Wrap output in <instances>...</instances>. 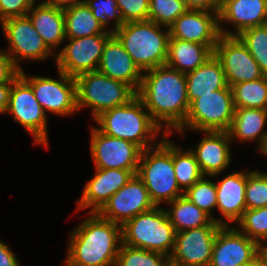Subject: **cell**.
Listing matches in <instances>:
<instances>
[{
    "label": "cell",
    "instance_id": "obj_6",
    "mask_svg": "<svg viewBox=\"0 0 267 266\" xmlns=\"http://www.w3.org/2000/svg\"><path fill=\"white\" fill-rule=\"evenodd\" d=\"M175 230L164 208L138 214L122 226V243L130 247L160 252L168 257L174 248Z\"/></svg>",
    "mask_w": 267,
    "mask_h": 266
},
{
    "label": "cell",
    "instance_id": "obj_48",
    "mask_svg": "<svg viewBox=\"0 0 267 266\" xmlns=\"http://www.w3.org/2000/svg\"><path fill=\"white\" fill-rule=\"evenodd\" d=\"M164 266H181V265L173 263L172 261L168 260Z\"/></svg>",
    "mask_w": 267,
    "mask_h": 266
},
{
    "label": "cell",
    "instance_id": "obj_49",
    "mask_svg": "<svg viewBox=\"0 0 267 266\" xmlns=\"http://www.w3.org/2000/svg\"><path fill=\"white\" fill-rule=\"evenodd\" d=\"M260 153L262 155H264L265 157L267 156V142H266V145L264 146L263 150Z\"/></svg>",
    "mask_w": 267,
    "mask_h": 266
},
{
    "label": "cell",
    "instance_id": "obj_7",
    "mask_svg": "<svg viewBox=\"0 0 267 266\" xmlns=\"http://www.w3.org/2000/svg\"><path fill=\"white\" fill-rule=\"evenodd\" d=\"M75 80L77 109L90 108L94 119L103 111L128 103L137 93L125 82L98 71L81 74Z\"/></svg>",
    "mask_w": 267,
    "mask_h": 266
},
{
    "label": "cell",
    "instance_id": "obj_47",
    "mask_svg": "<svg viewBox=\"0 0 267 266\" xmlns=\"http://www.w3.org/2000/svg\"><path fill=\"white\" fill-rule=\"evenodd\" d=\"M262 254L266 257L267 259V243L264 242V245L262 246Z\"/></svg>",
    "mask_w": 267,
    "mask_h": 266
},
{
    "label": "cell",
    "instance_id": "obj_45",
    "mask_svg": "<svg viewBox=\"0 0 267 266\" xmlns=\"http://www.w3.org/2000/svg\"><path fill=\"white\" fill-rule=\"evenodd\" d=\"M44 2L50 6L65 9V8L71 7L75 4H79L81 2H84V0H44Z\"/></svg>",
    "mask_w": 267,
    "mask_h": 266
},
{
    "label": "cell",
    "instance_id": "obj_25",
    "mask_svg": "<svg viewBox=\"0 0 267 266\" xmlns=\"http://www.w3.org/2000/svg\"><path fill=\"white\" fill-rule=\"evenodd\" d=\"M267 122V109L235 108V114L228 130L230 139L243 142H258V151L261 152L267 142V131L264 130Z\"/></svg>",
    "mask_w": 267,
    "mask_h": 266
},
{
    "label": "cell",
    "instance_id": "obj_35",
    "mask_svg": "<svg viewBox=\"0 0 267 266\" xmlns=\"http://www.w3.org/2000/svg\"><path fill=\"white\" fill-rule=\"evenodd\" d=\"M238 37L246 45L264 75H267V28L263 25L250 27L243 30Z\"/></svg>",
    "mask_w": 267,
    "mask_h": 266
},
{
    "label": "cell",
    "instance_id": "obj_4",
    "mask_svg": "<svg viewBox=\"0 0 267 266\" xmlns=\"http://www.w3.org/2000/svg\"><path fill=\"white\" fill-rule=\"evenodd\" d=\"M163 135L160 142L142 151L137 176L143 181L155 206L169 203L184 195L173 167V142Z\"/></svg>",
    "mask_w": 267,
    "mask_h": 266
},
{
    "label": "cell",
    "instance_id": "obj_30",
    "mask_svg": "<svg viewBox=\"0 0 267 266\" xmlns=\"http://www.w3.org/2000/svg\"><path fill=\"white\" fill-rule=\"evenodd\" d=\"M235 108L267 109V75L231 87Z\"/></svg>",
    "mask_w": 267,
    "mask_h": 266
},
{
    "label": "cell",
    "instance_id": "obj_29",
    "mask_svg": "<svg viewBox=\"0 0 267 266\" xmlns=\"http://www.w3.org/2000/svg\"><path fill=\"white\" fill-rule=\"evenodd\" d=\"M164 209L176 233L209 225L213 219L192 203L185 195L168 203Z\"/></svg>",
    "mask_w": 267,
    "mask_h": 266
},
{
    "label": "cell",
    "instance_id": "obj_13",
    "mask_svg": "<svg viewBox=\"0 0 267 266\" xmlns=\"http://www.w3.org/2000/svg\"><path fill=\"white\" fill-rule=\"evenodd\" d=\"M142 149L127 140L108 136L91 128L90 152L95 168L123 169L137 174Z\"/></svg>",
    "mask_w": 267,
    "mask_h": 266
},
{
    "label": "cell",
    "instance_id": "obj_32",
    "mask_svg": "<svg viewBox=\"0 0 267 266\" xmlns=\"http://www.w3.org/2000/svg\"><path fill=\"white\" fill-rule=\"evenodd\" d=\"M207 176H203L195 184H193L184 195L206 214H208L213 220L217 221L221 225H224L223 218H215L212 216V211L217 206V191L215 182L205 179Z\"/></svg>",
    "mask_w": 267,
    "mask_h": 266
},
{
    "label": "cell",
    "instance_id": "obj_3",
    "mask_svg": "<svg viewBox=\"0 0 267 266\" xmlns=\"http://www.w3.org/2000/svg\"><path fill=\"white\" fill-rule=\"evenodd\" d=\"M102 133L130 141L142 150L157 145L153 143L162 130L151 118L143 102L136 95L128 103L103 111L93 119Z\"/></svg>",
    "mask_w": 267,
    "mask_h": 266
},
{
    "label": "cell",
    "instance_id": "obj_10",
    "mask_svg": "<svg viewBox=\"0 0 267 266\" xmlns=\"http://www.w3.org/2000/svg\"><path fill=\"white\" fill-rule=\"evenodd\" d=\"M0 24L9 44L8 50H4L20 71L22 66L19 61L23 59L42 62L53 56L52 58L56 60V53L47 47L27 15L9 18Z\"/></svg>",
    "mask_w": 267,
    "mask_h": 266
},
{
    "label": "cell",
    "instance_id": "obj_12",
    "mask_svg": "<svg viewBox=\"0 0 267 266\" xmlns=\"http://www.w3.org/2000/svg\"><path fill=\"white\" fill-rule=\"evenodd\" d=\"M113 34H95L82 38H66L69 43L56 53L57 69L76 78L97 71L106 41Z\"/></svg>",
    "mask_w": 267,
    "mask_h": 266
},
{
    "label": "cell",
    "instance_id": "obj_11",
    "mask_svg": "<svg viewBox=\"0 0 267 266\" xmlns=\"http://www.w3.org/2000/svg\"><path fill=\"white\" fill-rule=\"evenodd\" d=\"M22 69L19 75L32 87L34 95L45 113L59 116L78 111L76 80L58 70L59 80L43 76H28Z\"/></svg>",
    "mask_w": 267,
    "mask_h": 266
},
{
    "label": "cell",
    "instance_id": "obj_42",
    "mask_svg": "<svg viewBox=\"0 0 267 266\" xmlns=\"http://www.w3.org/2000/svg\"><path fill=\"white\" fill-rule=\"evenodd\" d=\"M188 9L204 10L209 12H220V0H183Z\"/></svg>",
    "mask_w": 267,
    "mask_h": 266
},
{
    "label": "cell",
    "instance_id": "obj_43",
    "mask_svg": "<svg viewBox=\"0 0 267 266\" xmlns=\"http://www.w3.org/2000/svg\"><path fill=\"white\" fill-rule=\"evenodd\" d=\"M0 266H20L13 250L0 239Z\"/></svg>",
    "mask_w": 267,
    "mask_h": 266
},
{
    "label": "cell",
    "instance_id": "obj_31",
    "mask_svg": "<svg viewBox=\"0 0 267 266\" xmlns=\"http://www.w3.org/2000/svg\"><path fill=\"white\" fill-rule=\"evenodd\" d=\"M173 167L177 183L185 193L193 184L200 180L202 174L195 154L190 150H182L173 143Z\"/></svg>",
    "mask_w": 267,
    "mask_h": 266
},
{
    "label": "cell",
    "instance_id": "obj_16",
    "mask_svg": "<svg viewBox=\"0 0 267 266\" xmlns=\"http://www.w3.org/2000/svg\"><path fill=\"white\" fill-rule=\"evenodd\" d=\"M154 207L148 190L136 174L113 194L97 213L102 218L123 226L128 220Z\"/></svg>",
    "mask_w": 267,
    "mask_h": 266
},
{
    "label": "cell",
    "instance_id": "obj_17",
    "mask_svg": "<svg viewBox=\"0 0 267 266\" xmlns=\"http://www.w3.org/2000/svg\"><path fill=\"white\" fill-rule=\"evenodd\" d=\"M222 225L217 231L209 266H246L262 253V247L236 226Z\"/></svg>",
    "mask_w": 267,
    "mask_h": 266
},
{
    "label": "cell",
    "instance_id": "obj_14",
    "mask_svg": "<svg viewBox=\"0 0 267 266\" xmlns=\"http://www.w3.org/2000/svg\"><path fill=\"white\" fill-rule=\"evenodd\" d=\"M214 55L221 62L226 83L230 88L235 84L265 76L238 36L220 35Z\"/></svg>",
    "mask_w": 267,
    "mask_h": 266
},
{
    "label": "cell",
    "instance_id": "obj_39",
    "mask_svg": "<svg viewBox=\"0 0 267 266\" xmlns=\"http://www.w3.org/2000/svg\"><path fill=\"white\" fill-rule=\"evenodd\" d=\"M150 0H116L124 23L147 21Z\"/></svg>",
    "mask_w": 267,
    "mask_h": 266
},
{
    "label": "cell",
    "instance_id": "obj_24",
    "mask_svg": "<svg viewBox=\"0 0 267 266\" xmlns=\"http://www.w3.org/2000/svg\"><path fill=\"white\" fill-rule=\"evenodd\" d=\"M27 16L47 47L53 53H58L54 49L66 40L63 9L50 6L42 1L38 4L35 3L28 11Z\"/></svg>",
    "mask_w": 267,
    "mask_h": 266
},
{
    "label": "cell",
    "instance_id": "obj_27",
    "mask_svg": "<svg viewBox=\"0 0 267 266\" xmlns=\"http://www.w3.org/2000/svg\"><path fill=\"white\" fill-rule=\"evenodd\" d=\"M227 86L221 62L213 54L204 64L186 73V88L189 103L199 95L224 89Z\"/></svg>",
    "mask_w": 267,
    "mask_h": 266
},
{
    "label": "cell",
    "instance_id": "obj_50",
    "mask_svg": "<svg viewBox=\"0 0 267 266\" xmlns=\"http://www.w3.org/2000/svg\"><path fill=\"white\" fill-rule=\"evenodd\" d=\"M263 26L267 28V12H266V15H265Z\"/></svg>",
    "mask_w": 267,
    "mask_h": 266
},
{
    "label": "cell",
    "instance_id": "obj_21",
    "mask_svg": "<svg viewBox=\"0 0 267 266\" xmlns=\"http://www.w3.org/2000/svg\"><path fill=\"white\" fill-rule=\"evenodd\" d=\"M220 2L218 19L221 35L238 36L247 28L263 25L267 0H220ZM221 21L233 25L234 32L223 29Z\"/></svg>",
    "mask_w": 267,
    "mask_h": 266
},
{
    "label": "cell",
    "instance_id": "obj_33",
    "mask_svg": "<svg viewBox=\"0 0 267 266\" xmlns=\"http://www.w3.org/2000/svg\"><path fill=\"white\" fill-rule=\"evenodd\" d=\"M169 257L163 253L121 244L115 266H164Z\"/></svg>",
    "mask_w": 267,
    "mask_h": 266
},
{
    "label": "cell",
    "instance_id": "obj_5",
    "mask_svg": "<svg viewBox=\"0 0 267 266\" xmlns=\"http://www.w3.org/2000/svg\"><path fill=\"white\" fill-rule=\"evenodd\" d=\"M152 21L124 23L112 32L142 72L163 66L167 60L169 28Z\"/></svg>",
    "mask_w": 267,
    "mask_h": 266
},
{
    "label": "cell",
    "instance_id": "obj_46",
    "mask_svg": "<svg viewBox=\"0 0 267 266\" xmlns=\"http://www.w3.org/2000/svg\"><path fill=\"white\" fill-rule=\"evenodd\" d=\"M246 266H267V259L261 253L257 258H255L251 263Z\"/></svg>",
    "mask_w": 267,
    "mask_h": 266
},
{
    "label": "cell",
    "instance_id": "obj_20",
    "mask_svg": "<svg viewBox=\"0 0 267 266\" xmlns=\"http://www.w3.org/2000/svg\"><path fill=\"white\" fill-rule=\"evenodd\" d=\"M205 134L196 148L190 149L196 156L204 176L218 177L231 163L230 145L233 144L228 131H202Z\"/></svg>",
    "mask_w": 267,
    "mask_h": 266
},
{
    "label": "cell",
    "instance_id": "obj_8",
    "mask_svg": "<svg viewBox=\"0 0 267 266\" xmlns=\"http://www.w3.org/2000/svg\"><path fill=\"white\" fill-rule=\"evenodd\" d=\"M235 114L232 89H224L199 95L189 104L184 124L177 130L183 135L185 129L191 131H228Z\"/></svg>",
    "mask_w": 267,
    "mask_h": 266
},
{
    "label": "cell",
    "instance_id": "obj_23",
    "mask_svg": "<svg viewBox=\"0 0 267 266\" xmlns=\"http://www.w3.org/2000/svg\"><path fill=\"white\" fill-rule=\"evenodd\" d=\"M217 191L216 208L225 217L224 225L236 222L246 210V171L231 172L223 179L215 182Z\"/></svg>",
    "mask_w": 267,
    "mask_h": 266
},
{
    "label": "cell",
    "instance_id": "obj_9",
    "mask_svg": "<svg viewBox=\"0 0 267 266\" xmlns=\"http://www.w3.org/2000/svg\"><path fill=\"white\" fill-rule=\"evenodd\" d=\"M6 113L11 114L34 137L33 144L49 147L47 113L36 99L32 87L19 76L12 84Z\"/></svg>",
    "mask_w": 267,
    "mask_h": 266
},
{
    "label": "cell",
    "instance_id": "obj_38",
    "mask_svg": "<svg viewBox=\"0 0 267 266\" xmlns=\"http://www.w3.org/2000/svg\"><path fill=\"white\" fill-rule=\"evenodd\" d=\"M92 10L94 17L100 21L107 31L114 32L124 24L116 0H84ZM114 19L113 28L110 30L108 24Z\"/></svg>",
    "mask_w": 267,
    "mask_h": 266
},
{
    "label": "cell",
    "instance_id": "obj_1",
    "mask_svg": "<svg viewBox=\"0 0 267 266\" xmlns=\"http://www.w3.org/2000/svg\"><path fill=\"white\" fill-rule=\"evenodd\" d=\"M136 95L163 129V135H170L184 124L190 104L185 73L167 65L145 71Z\"/></svg>",
    "mask_w": 267,
    "mask_h": 266
},
{
    "label": "cell",
    "instance_id": "obj_18",
    "mask_svg": "<svg viewBox=\"0 0 267 266\" xmlns=\"http://www.w3.org/2000/svg\"><path fill=\"white\" fill-rule=\"evenodd\" d=\"M170 38L216 45L220 37L218 13L188 9L169 27Z\"/></svg>",
    "mask_w": 267,
    "mask_h": 266
},
{
    "label": "cell",
    "instance_id": "obj_41",
    "mask_svg": "<svg viewBox=\"0 0 267 266\" xmlns=\"http://www.w3.org/2000/svg\"><path fill=\"white\" fill-rule=\"evenodd\" d=\"M20 70L15 66L12 58L4 49H0V83L11 82Z\"/></svg>",
    "mask_w": 267,
    "mask_h": 266
},
{
    "label": "cell",
    "instance_id": "obj_36",
    "mask_svg": "<svg viewBox=\"0 0 267 266\" xmlns=\"http://www.w3.org/2000/svg\"><path fill=\"white\" fill-rule=\"evenodd\" d=\"M187 10L183 0H150L148 20L169 28Z\"/></svg>",
    "mask_w": 267,
    "mask_h": 266
},
{
    "label": "cell",
    "instance_id": "obj_44",
    "mask_svg": "<svg viewBox=\"0 0 267 266\" xmlns=\"http://www.w3.org/2000/svg\"><path fill=\"white\" fill-rule=\"evenodd\" d=\"M18 74L11 82L9 83H0V114H5L9 105L10 92L12 89L13 82L19 77Z\"/></svg>",
    "mask_w": 267,
    "mask_h": 266
},
{
    "label": "cell",
    "instance_id": "obj_37",
    "mask_svg": "<svg viewBox=\"0 0 267 266\" xmlns=\"http://www.w3.org/2000/svg\"><path fill=\"white\" fill-rule=\"evenodd\" d=\"M246 209L267 206V173L259 171L246 172Z\"/></svg>",
    "mask_w": 267,
    "mask_h": 266
},
{
    "label": "cell",
    "instance_id": "obj_15",
    "mask_svg": "<svg viewBox=\"0 0 267 266\" xmlns=\"http://www.w3.org/2000/svg\"><path fill=\"white\" fill-rule=\"evenodd\" d=\"M221 226L213 220L209 225L176 233L169 260L181 266H209L215 237Z\"/></svg>",
    "mask_w": 267,
    "mask_h": 266
},
{
    "label": "cell",
    "instance_id": "obj_22",
    "mask_svg": "<svg viewBox=\"0 0 267 266\" xmlns=\"http://www.w3.org/2000/svg\"><path fill=\"white\" fill-rule=\"evenodd\" d=\"M97 71L112 79L125 82L136 92L143 76V72L114 35L105 43Z\"/></svg>",
    "mask_w": 267,
    "mask_h": 266
},
{
    "label": "cell",
    "instance_id": "obj_2",
    "mask_svg": "<svg viewBox=\"0 0 267 266\" xmlns=\"http://www.w3.org/2000/svg\"><path fill=\"white\" fill-rule=\"evenodd\" d=\"M90 214L70 233L66 266H115L122 244V226Z\"/></svg>",
    "mask_w": 267,
    "mask_h": 266
},
{
    "label": "cell",
    "instance_id": "obj_40",
    "mask_svg": "<svg viewBox=\"0 0 267 266\" xmlns=\"http://www.w3.org/2000/svg\"><path fill=\"white\" fill-rule=\"evenodd\" d=\"M35 0H0V23L13 17L26 16Z\"/></svg>",
    "mask_w": 267,
    "mask_h": 266
},
{
    "label": "cell",
    "instance_id": "obj_34",
    "mask_svg": "<svg viewBox=\"0 0 267 266\" xmlns=\"http://www.w3.org/2000/svg\"><path fill=\"white\" fill-rule=\"evenodd\" d=\"M236 228L256 241L261 247L267 241V206L257 209H246L236 222Z\"/></svg>",
    "mask_w": 267,
    "mask_h": 266
},
{
    "label": "cell",
    "instance_id": "obj_19",
    "mask_svg": "<svg viewBox=\"0 0 267 266\" xmlns=\"http://www.w3.org/2000/svg\"><path fill=\"white\" fill-rule=\"evenodd\" d=\"M95 175L85 185L81 198L76 200L77 209L91 208L89 212H98L109 198L127 184L135 175L130 170L95 168Z\"/></svg>",
    "mask_w": 267,
    "mask_h": 266
},
{
    "label": "cell",
    "instance_id": "obj_28",
    "mask_svg": "<svg viewBox=\"0 0 267 266\" xmlns=\"http://www.w3.org/2000/svg\"><path fill=\"white\" fill-rule=\"evenodd\" d=\"M66 38H82L95 34H113L98 21L85 2L63 9Z\"/></svg>",
    "mask_w": 267,
    "mask_h": 266
},
{
    "label": "cell",
    "instance_id": "obj_26",
    "mask_svg": "<svg viewBox=\"0 0 267 266\" xmlns=\"http://www.w3.org/2000/svg\"><path fill=\"white\" fill-rule=\"evenodd\" d=\"M215 46L169 38L165 65L186 74L204 64L214 54Z\"/></svg>",
    "mask_w": 267,
    "mask_h": 266
}]
</instances>
